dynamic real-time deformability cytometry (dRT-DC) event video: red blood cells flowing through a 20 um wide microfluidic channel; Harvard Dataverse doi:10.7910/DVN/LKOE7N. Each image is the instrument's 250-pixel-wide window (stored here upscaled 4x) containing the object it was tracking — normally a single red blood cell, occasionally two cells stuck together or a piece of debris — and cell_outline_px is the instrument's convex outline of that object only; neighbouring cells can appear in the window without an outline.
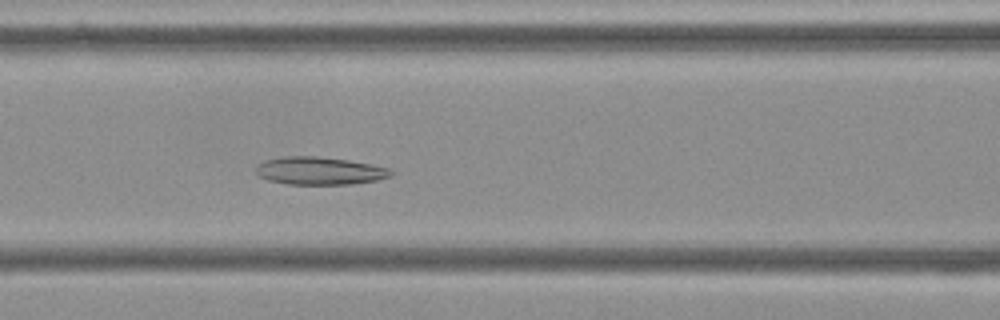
{"species": "Egyptian fruit bat (a non-hibernating species)", "species_latin": "Rousettus aegyptiacus", "temperature_condition": "cold", "stored_images_in_passage": 55, "camera_frame_rate_fps": 3000, "um_per_image_px": 0.085, "frame": {"image": 1, "passage_image": 24, "time_ms": 7.667, "image_size_px": [1000, 320], "cell_outline_px": [[392, 176], [376, 180], [352, 184], [288, 184], [268, 180], [260, 176], [256, 172], [256, 164], [268, 160], [284, 156], [316, 156], [348, 160], [388, 168], [392, 172]], "centroid_in_image_um": [27.14, 14.52], "position_along_channel_um": 139.5, "area_um2": 21.62}}
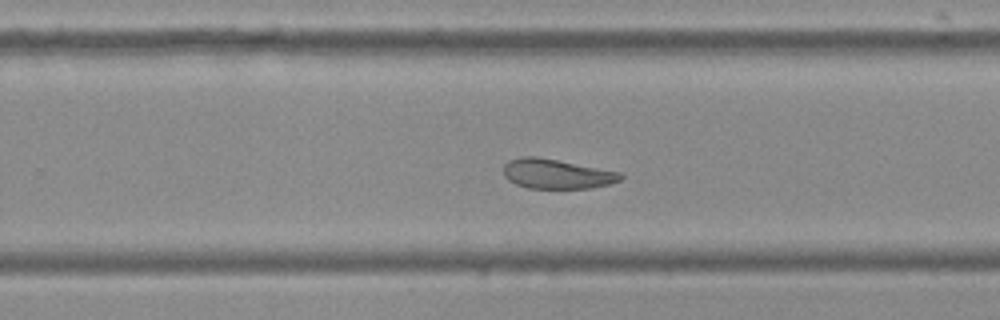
{"frame": {"image": 2, "passage_image": 36, "time_ms": 11.667, "image_size_px": [1000, 320], "cell_outline_px": [[624, 176], [620, 180], [608, 184], [592, 188], [528, 188], [516, 184], [508, 180], [504, 176], [504, 164], [508, 160], [520, 156], [536, 156], [620, 172]], "centroid_in_image_um": [47.28, 14.77], "position_along_channel_um": 282.5, "area_um2": 20.17}}
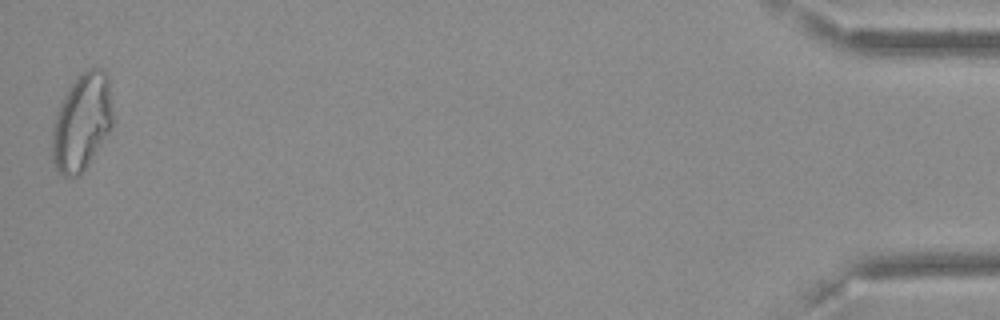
{"frame": {"image": 3, "passage_image": 55, "time_ms": 18.0, "image_size_px": [1000, 320], "cell_outline_px": [[112, 124], [108, 132], [80, 176], [64, 176], [56, 168], [52, 160], [52, 128], [56, 112], [68, 88], [88, 68], [104, 68], [108, 72], [112, 112]], "centroid_in_image_um": [6.95, 10.37], "position_along_channel_um": 428.3, "area_um2": 33.93}, "authors_computed_cell_mechanics": {"area_um2": 28.611, "velocity_mm_per_s": 3.5802, "shape_relaxation_time_tau1_ms": null, "shape_relaxation_time_tau2_ms": 2.5174, "deformation_change_tau1": null, "deformation_change_tau2": 0.0973}}